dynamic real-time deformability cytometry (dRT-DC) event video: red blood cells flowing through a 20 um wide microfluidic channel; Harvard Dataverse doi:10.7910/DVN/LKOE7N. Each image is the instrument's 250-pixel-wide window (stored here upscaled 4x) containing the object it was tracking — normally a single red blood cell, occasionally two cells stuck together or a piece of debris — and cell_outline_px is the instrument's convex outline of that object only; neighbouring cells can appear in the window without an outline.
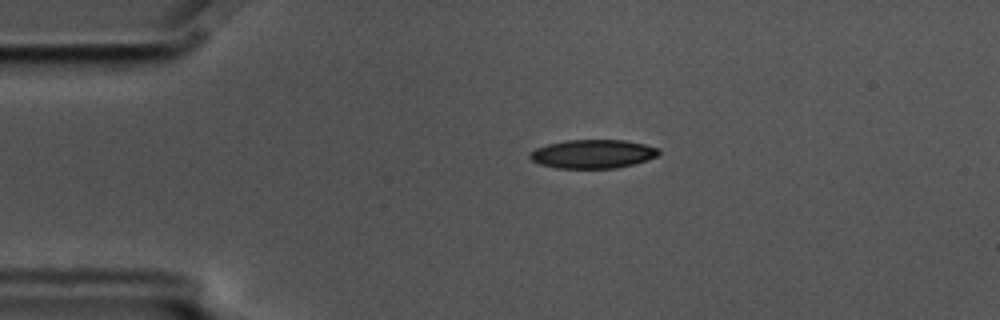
{"species": "common noctule bat (a hibernating species)", "species_latin": "Nyctalus noctula", "temperature_condition": "cold", "stored_images_in_passage": 2, "camera_frame_rate_fps": 3000, "um_per_image_px": 0.085, "animal": {"sex": "male", "body_mass_g": 17.5, "forearm_length_mm": 52.3}, "frame": {"image": 1, "passage_image": 1, "time_ms": 0.0, "image_size_px": [1000, 320], "cell_outline_px": [[660, 152], [656, 156], [648, 160], [616, 168], [556, 168], [540, 164], [532, 160], [528, 156], [528, 152], [536, 148], [548, 144], [564, 140], [624, 140], [644, 144], [660, 148]], "centroid_in_image_um": [50.37, 13.08], "position_along_channel_um": 34.6, "area_um2": 21.62}}